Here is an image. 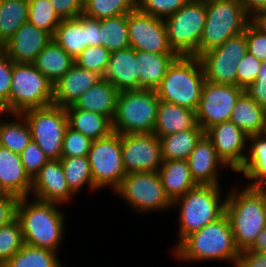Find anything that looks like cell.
<instances>
[{
    "label": "cell",
    "mask_w": 266,
    "mask_h": 267,
    "mask_svg": "<svg viewBox=\"0 0 266 267\" xmlns=\"http://www.w3.org/2000/svg\"><path fill=\"white\" fill-rule=\"evenodd\" d=\"M101 45L110 52L129 48L127 14L100 20Z\"/></svg>",
    "instance_id": "35"
},
{
    "label": "cell",
    "mask_w": 266,
    "mask_h": 267,
    "mask_svg": "<svg viewBox=\"0 0 266 267\" xmlns=\"http://www.w3.org/2000/svg\"><path fill=\"white\" fill-rule=\"evenodd\" d=\"M74 63V59L52 39L33 65L54 85Z\"/></svg>",
    "instance_id": "30"
},
{
    "label": "cell",
    "mask_w": 266,
    "mask_h": 267,
    "mask_svg": "<svg viewBox=\"0 0 266 267\" xmlns=\"http://www.w3.org/2000/svg\"><path fill=\"white\" fill-rule=\"evenodd\" d=\"M57 252L24 244L2 267H61Z\"/></svg>",
    "instance_id": "36"
},
{
    "label": "cell",
    "mask_w": 266,
    "mask_h": 267,
    "mask_svg": "<svg viewBox=\"0 0 266 267\" xmlns=\"http://www.w3.org/2000/svg\"><path fill=\"white\" fill-rule=\"evenodd\" d=\"M220 192L218 185H197L173 202V206L181 204L178 245L190 234L225 214L226 200L220 203Z\"/></svg>",
    "instance_id": "7"
},
{
    "label": "cell",
    "mask_w": 266,
    "mask_h": 267,
    "mask_svg": "<svg viewBox=\"0 0 266 267\" xmlns=\"http://www.w3.org/2000/svg\"><path fill=\"white\" fill-rule=\"evenodd\" d=\"M65 179L70 191L76 193L84 184H89L92 189H97L92 180L90 163L87 156L60 158Z\"/></svg>",
    "instance_id": "38"
},
{
    "label": "cell",
    "mask_w": 266,
    "mask_h": 267,
    "mask_svg": "<svg viewBox=\"0 0 266 267\" xmlns=\"http://www.w3.org/2000/svg\"><path fill=\"white\" fill-rule=\"evenodd\" d=\"M118 94L119 91L116 87L102 78L82 93L73 106L76 109L106 116L112 122L116 111Z\"/></svg>",
    "instance_id": "26"
},
{
    "label": "cell",
    "mask_w": 266,
    "mask_h": 267,
    "mask_svg": "<svg viewBox=\"0 0 266 267\" xmlns=\"http://www.w3.org/2000/svg\"><path fill=\"white\" fill-rule=\"evenodd\" d=\"M197 125L195 111L160 100L153 133L160 139L169 134L193 130Z\"/></svg>",
    "instance_id": "25"
},
{
    "label": "cell",
    "mask_w": 266,
    "mask_h": 267,
    "mask_svg": "<svg viewBox=\"0 0 266 267\" xmlns=\"http://www.w3.org/2000/svg\"><path fill=\"white\" fill-rule=\"evenodd\" d=\"M243 92L237 85L205 81L195 111L198 125L206 132L216 124L230 121L234 105Z\"/></svg>",
    "instance_id": "14"
},
{
    "label": "cell",
    "mask_w": 266,
    "mask_h": 267,
    "mask_svg": "<svg viewBox=\"0 0 266 267\" xmlns=\"http://www.w3.org/2000/svg\"><path fill=\"white\" fill-rule=\"evenodd\" d=\"M27 121L32 140L44 151L49 160L61 158L62 144L68 127L65 108L54 104L29 109L21 113Z\"/></svg>",
    "instance_id": "10"
},
{
    "label": "cell",
    "mask_w": 266,
    "mask_h": 267,
    "mask_svg": "<svg viewBox=\"0 0 266 267\" xmlns=\"http://www.w3.org/2000/svg\"><path fill=\"white\" fill-rule=\"evenodd\" d=\"M236 267H266V253L240 251Z\"/></svg>",
    "instance_id": "52"
},
{
    "label": "cell",
    "mask_w": 266,
    "mask_h": 267,
    "mask_svg": "<svg viewBox=\"0 0 266 267\" xmlns=\"http://www.w3.org/2000/svg\"><path fill=\"white\" fill-rule=\"evenodd\" d=\"M205 81L198 57L178 55L155 91L161 101L196 111Z\"/></svg>",
    "instance_id": "3"
},
{
    "label": "cell",
    "mask_w": 266,
    "mask_h": 267,
    "mask_svg": "<svg viewBox=\"0 0 266 267\" xmlns=\"http://www.w3.org/2000/svg\"><path fill=\"white\" fill-rule=\"evenodd\" d=\"M68 126L82 133L92 141L108 136L112 130V122L98 113L76 109L73 105L65 108Z\"/></svg>",
    "instance_id": "31"
},
{
    "label": "cell",
    "mask_w": 266,
    "mask_h": 267,
    "mask_svg": "<svg viewBox=\"0 0 266 267\" xmlns=\"http://www.w3.org/2000/svg\"><path fill=\"white\" fill-rule=\"evenodd\" d=\"M50 2L62 20L83 14L85 0H50Z\"/></svg>",
    "instance_id": "50"
},
{
    "label": "cell",
    "mask_w": 266,
    "mask_h": 267,
    "mask_svg": "<svg viewBox=\"0 0 266 267\" xmlns=\"http://www.w3.org/2000/svg\"><path fill=\"white\" fill-rule=\"evenodd\" d=\"M250 20L258 30L266 35V10L256 13Z\"/></svg>",
    "instance_id": "55"
},
{
    "label": "cell",
    "mask_w": 266,
    "mask_h": 267,
    "mask_svg": "<svg viewBox=\"0 0 266 267\" xmlns=\"http://www.w3.org/2000/svg\"><path fill=\"white\" fill-rule=\"evenodd\" d=\"M175 253L186 261L227 259L234 261L236 266L240 251L235 246L229 218L224 214L187 236L177 245Z\"/></svg>",
    "instance_id": "4"
},
{
    "label": "cell",
    "mask_w": 266,
    "mask_h": 267,
    "mask_svg": "<svg viewBox=\"0 0 266 267\" xmlns=\"http://www.w3.org/2000/svg\"><path fill=\"white\" fill-rule=\"evenodd\" d=\"M115 191L140 211L162 210L173 205L158 172L128 173Z\"/></svg>",
    "instance_id": "13"
},
{
    "label": "cell",
    "mask_w": 266,
    "mask_h": 267,
    "mask_svg": "<svg viewBox=\"0 0 266 267\" xmlns=\"http://www.w3.org/2000/svg\"><path fill=\"white\" fill-rule=\"evenodd\" d=\"M31 187L32 179L25 172L21 156L0 146V195L27 197Z\"/></svg>",
    "instance_id": "23"
},
{
    "label": "cell",
    "mask_w": 266,
    "mask_h": 267,
    "mask_svg": "<svg viewBox=\"0 0 266 267\" xmlns=\"http://www.w3.org/2000/svg\"><path fill=\"white\" fill-rule=\"evenodd\" d=\"M19 198L11 194L0 195V228L16 218Z\"/></svg>",
    "instance_id": "51"
},
{
    "label": "cell",
    "mask_w": 266,
    "mask_h": 267,
    "mask_svg": "<svg viewBox=\"0 0 266 267\" xmlns=\"http://www.w3.org/2000/svg\"><path fill=\"white\" fill-rule=\"evenodd\" d=\"M13 64L7 53L0 48V102L5 108L9 106Z\"/></svg>",
    "instance_id": "47"
},
{
    "label": "cell",
    "mask_w": 266,
    "mask_h": 267,
    "mask_svg": "<svg viewBox=\"0 0 266 267\" xmlns=\"http://www.w3.org/2000/svg\"><path fill=\"white\" fill-rule=\"evenodd\" d=\"M205 134L197 125L193 130L180 131L160 138L163 160H187Z\"/></svg>",
    "instance_id": "32"
},
{
    "label": "cell",
    "mask_w": 266,
    "mask_h": 267,
    "mask_svg": "<svg viewBox=\"0 0 266 267\" xmlns=\"http://www.w3.org/2000/svg\"><path fill=\"white\" fill-rule=\"evenodd\" d=\"M192 179L197 185H218L217 165H226L215 151L213 142L204 134L188 156Z\"/></svg>",
    "instance_id": "22"
},
{
    "label": "cell",
    "mask_w": 266,
    "mask_h": 267,
    "mask_svg": "<svg viewBox=\"0 0 266 267\" xmlns=\"http://www.w3.org/2000/svg\"><path fill=\"white\" fill-rule=\"evenodd\" d=\"M110 51L104 46H88L75 59V64L86 70L95 71L102 77L110 59Z\"/></svg>",
    "instance_id": "42"
},
{
    "label": "cell",
    "mask_w": 266,
    "mask_h": 267,
    "mask_svg": "<svg viewBox=\"0 0 266 267\" xmlns=\"http://www.w3.org/2000/svg\"><path fill=\"white\" fill-rule=\"evenodd\" d=\"M158 175L172 202L197 186L187 160H163Z\"/></svg>",
    "instance_id": "28"
},
{
    "label": "cell",
    "mask_w": 266,
    "mask_h": 267,
    "mask_svg": "<svg viewBox=\"0 0 266 267\" xmlns=\"http://www.w3.org/2000/svg\"><path fill=\"white\" fill-rule=\"evenodd\" d=\"M52 39L75 59L86 47L101 45L100 20L84 14L64 19L57 26Z\"/></svg>",
    "instance_id": "17"
},
{
    "label": "cell",
    "mask_w": 266,
    "mask_h": 267,
    "mask_svg": "<svg viewBox=\"0 0 266 267\" xmlns=\"http://www.w3.org/2000/svg\"><path fill=\"white\" fill-rule=\"evenodd\" d=\"M26 200L19 198L16 208L24 244L56 252L64 234V214L56 203L35 199L28 204Z\"/></svg>",
    "instance_id": "2"
},
{
    "label": "cell",
    "mask_w": 266,
    "mask_h": 267,
    "mask_svg": "<svg viewBox=\"0 0 266 267\" xmlns=\"http://www.w3.org/2000/svg\"><path fill=\"white\" fill-rule=\"evenodd\" d=\"M94 186H109L116 190L127 175L122 159V135L111 132L94 140L87 154Z\"/></svg>",
    "instance_id": "11"
},
{
    "label": "cell",
    "mask_w": 266,
    "mask_h": 267,
    "mask_svg": "<svg viewBox=\"0 0 266 267\" xmlns=\"http://www.w3.org/2000/svg\"><path fill=\"white\" fill-rule=\"evenodd\" d=\"M28 0H0V48L28 22Z\"/></svg>",
    "instance_id": "34"
},
{
    "label": "cell",
    "mask_w": 266,
    "mask_h": 267,
    "mask_svg": "<svg viewBox=\"0 0 266 267\" xmlns=\"http://www.w3.org/2000/svg\"><path fill=\"white\" fill-rule=\"evenodd\" d=\"M176 53H152L135 50L139 72V89L156 90L163 80Z\"/></svg>",
    "instance_id": "27"
},
{
    "label": "cell",
    "mask_w": 266,
    "mask_h": 267,
    "mask_svg": "<svg viewBox=\"0 0 266 267\" xmlns=\"http://www.w3.org/2000/svg\"><path fill=\"white\" fill-rule=\"evenodd\" d=\"M189 0H137V7L144 13L163 19L177 12ZM164 16V17H162Z\"/></svg>",
    "instance_id": "44"
},
{
    "label": "cell",
    "mask_w": 266,
    "mask_h": 267,
    "mask_svg": "<svg viewBox=\"0 0 266 267\" xmlns=\"http://www.w3.org/2000/svg\"><path fill=\"white\" fill-rule=\"evenodd\" d=\"M92 142L90 138L68 126L64 134L61 158L87 156Z\"/></svg>",
    "instance_id": "43"
},
{
    "label": "cell",
    "mask_w": 266,
    "mask_h": 267,
    "mask_svg": "<svg viewBox=\"0 0 266 267\" xmlns=\"http://www.w3.org/2000/svg\"><path fill=\"white\" fill-rule=\"evenodd\" d=\"M240 0H206V22L198 57L245 31L251 22Z\"/></svg>",
    "instance_id": "6"
},
{
    "label": "cell",
    "mask_w": 266,
    "mask_h": 267,
    "mask_svg": "<svg viewBox=\"0 0 266 267\" xmlns=\"http://www.w3.org/2000/svg\"><path fill=\"white\" fill-rule=\"evenodd\" d=\"M20 156L25 172L31 179L49 161L44 151L33 140L24 148Z\"/></svg>",
    "instance_id": "45"
},
{
    "label": "cell",
    "mask_w": 266,
    "mask_h": 267,
    "mask_svg": "<svg viewBox=\"0 0 266 267\" xmlns=\"http://www.w3.org/2000/svg\"><path fill=\"white\" fill-rule=\"evenodd\" d=\"M266 133L248 136L251 148L242 167L237 171L244 173L247 178L256 181L249 184L250 188H260L266 183Z\"/></svg>",
    "instance_id": "33"
},
{
    "label": "cell",
    "mask_w": 266,
    "mask_h": 267,
    "mask_svg": "<svg viewBox=\"0 0 266 267\" xmlns=\"http://www.w3.org/2000/svg\"><path fill=\"white\" fill-rule=\"evenodd\" d=\"M244 92L266 111V61L262 63L257 79Z\"/></svg>",
    "instance_id": "49"
},
{
    "label": "cell",
    "mask_w": 266,
    "mask_h": 267,
    "mask_svg": "<svg viewBox=\"0 0 266 267\" xmlns=\"http://www.w3.org/2000/svg\"><path fill=\"white\" fill-rule=\"evenodd\" d=\"M23 122H7L0 121V146L9 149L13 153L21 154L24 148L32 140L30 127L21 114H13Z\"/></svg>",
    "instance_id": "37"
},
{
    "label": "cell",
    "mask_w": 266,
    "mask_h": 267,
    "mask_svg": "<svg viewBox=\"0 0 266 267\" xmlns=\"http://www.w3.org/2000/svg\"><path fill=\"white\" fill-rule=\"evenodd\" d=\"M205 134L213 142L215 151L223 162L237 172L247 157L243 154V150L248 141V135L231 121L216 124Z\"/></svg>",
    "instance_id": "18"
},
{
    "label": "cell",
    "mask_w": 266,
    "mask_h": 267,
    "mask_svg": "<svg viewBox=\"0 0 266 267\" xmlns=\"http://www.w3.org/2000/svg\"><path fill=\"white\" fill-rule=\"evenodd\" d=\"M129 43L134 50L175 53L170 47L164 20L142 12L138 7L127 14Z\"/></svg>",
    "instance_id": "15"
},
{
    "label": "cell",
    "mask_w": 266,
    "mask_h": 267,
    "mask_svg": "<svg viewBox=\"0 0 266 267\" xmlns=\"http://www.w3.org/2000/svg\"><path fill=\"white\" fill-rule=\"evenodd\" d=\"M254 252L266 253V226L257 236L255 243L249 248Z\"/></svg>",
    "instance_id": "54"
},
{
    "label": "cell",
    "mask_w": 266,
    "mask_h": 267,
    "mask_svg": "<svg viewBox=\"0 0 266 267\" xmlns=\"http://www.w3.org/2000/svg\"><path fill=\"white\" fill-rule=\"evenodd\" d=\"M31 190L35 199L50 202H67L73 193L70 191L63 167L58 160H49L33 177Z\"/></svg>",
    "instance_id": "19"
},
{
    "label": "cell",
    "mask_w": 266,
    "mask_h": 267,
    "mask_svg": "<svg viewBox=\"0 0 266 267\" xmlns=\"http://www.w3.org/2000/svg\"><path fill=\"white\" fill-rule=\"evenodd\" d=\"M53 104V84L33 65L14 63L7 113L22 112Z\"/></svg>",
    "instance_id": "8"
},
{
    "label": "cell",
    "mask_w": 266,
    "mask_h": 267,
    "mask_svg": "<svg viewBox=\"0 0 266 267\" xmlns=\"http://www.w3.org/2000/svg\"><path fill=\"white\" fill-rule=\"evenodd\" d=\"M24 246L19 220L15 218L0 228V267Z\"/></svg>",
    "instance_id": "41"
},
{
    "label": "cell",
    "mask_w": 266,
    "mask_h": 267,
    "mask_svg": "<svg viewBox=\"0 0 266 267\" xmlns=\"http://www.w3.org/2000/svg\"><path fill=\"white\" fill-rule=\"evenodd\" d=\"M206 22V0H189L164 20L170 47L177 55L198 57Z\"/></svg>",
    "instance_id": "9"
},
{
    "label": "cell",
    "mask_w": 266,
    "mask_h": 267,
    "mask_svg": "<svg viewBox=\"0 0 266 267\" xmlns=\"http://www.w3.org/2000/svg\"><path fill=\"white\" fill-rule=\"evenodd\" d=\"M104 79L120 91L139 89V72L132 47L110 53L109 63L103 75Z\"/></svg>",
    "instance_id": "24"
},
{
    "label": "cell",
    "mask_w": 266,
    "mask_h": 267,
    "mask_svg": "<svg viewBox=\"0 0 266 267\" xmlns=\"http://www.w3.org/2000/svg\"><path fill=\"white\" fill-rule=\"evenodd\" d=\"M247 52L258 60L266 61V35L251 22L246 27Z\"/></svg>",
    "instance_id": "48"
},
{
    "label": "cell",
    "mask_w": 266,
    "mask_h": 267,
    "mask_svg": "<svg viewBox=\"0 0 266 267\" xmlns=\"http://www.w3.org/2000/svg\"><path fill=\"white\" fill-rule=\"evenodd\" d=\"M52 36L30 22L24 23L2 47L14 63H33Z\"/></svg>",
    "instance_id": "20"
},
{
    "label": "cell",
    "mask_w": 266,
    "mask_h": 267,
    "mask_svg": "<svg viewBox=\"0 0 266 267\" xmlns=\"http://www.w3.org/2000/svg\"><path fill=\"white\" fill-rule=\"evenodd\" d=\"M230 121L248 136L266 133V111L246 92L236 101Z\"/></svg>",
    "instance_id": "29"
},
{
    "label": "cell",
    "mask_w": 266,
    "mask_h": 267,
    "mask_svg": "<svg viewBox=\"0 0 266 267\" xmlns=\"http://www.w3.org/2000/svg\"><path fill=\"white\" fill-rule=\"evenodd\" d=\"M28 22L52 37L62 19L56 13L50 0H28Z\"/></svg>",
    "instance_id": "40"
},
{
    "label": "cell",
    "mask_w": 266,
    "mask_h": 267,
    "mask_svg": "<svg viewBox=\"0 0 266 267\" xmlns=\"http://www.w3.org/2000/svg\"><path fill=\"white\" fill-rule=\"evenodd\" d=\"M136 7L137 0H85L83 14L102 20L128 14Z\"/></svg>",
    "instance_id": "39"
},
{
    "label": "cell",
    "mask_w": 266,
    "mask_h": 267,
    "mask_svg": "<svg viewBox=\"0 0 266 267\" xmlns=\"http://www.w3.org/2000/svg\"><path fill=\"white\" fill-rule=\"evenodd\" d=\"M240 2L249 18L258 12L266 10V0H240Z\"/></svg>",
    "instance_id": "53"
},
{
    "label": "cell",
    "mask_w": 266,
    "mask_h": 267,
    "mask_svg": "<svg viewBox=\"0 0 266 267\" xmlns=\"http://www.w3.org/2000/svg\"><path fill=\"white\" fill-rule=\"evenodd\" d=\"M233 189L226 197L233 239L239 251L249 249L266 226V188L246 187L241 193Z\"/></svg>",
    "instance_id": "1"
},
{
    "label": "cell",
    "mask_w": 266,
    "mask_h": 267,
    "mask_svg": "<svg viewBox=\"0 0 266 267\" xmlns=\"http://www.w3.org/2000/svg\"><path fill=\"white\" fill-rule=\"evenodd\" d=\"M247 53L246 29L198 58L209 83L237 85V65Z\"/></svg>",
    "instance_id": "12"
},
{
    "label": "cell",
    "mask_w": 266,
    "mask_h": 267,
    "mask_svg": "<svg viewBox=\"0 0 266 267\" xmlns=\"http://www.w3.org/2000/svg\"><path fill=\"white\" fill-rule=\"evenodd\" d=\"M262 63L254 55L247 52L237 65V86L245 90L251 85L257 79Z\"/></svg>",
    "instance_id": "46"
},
{
    "label": "cell",
    "mask_w": 266,
    "mask_h": 267,
    "mask_svg": "<svg viewBox=\"0 0 266 267\" xmlns=\"http://www.w3.org/2000/svg\"><path fill=\"white\" fill-rule=\"evenodd\" d=\"M5 113H7V112H6V108H5V106L0 102V115H1V114H5Z\"/></svg>",
    "instance_id": "56"
},
{
    "label": "cell",
    "mask_w": 266,
    "mask_h": 267,
    "mask_svg": "<svg viewBox=\"0 0 266 267\" xmlns=\"http://www.w3.org/2000/svg\"><path fill=\"white\" fill-rule=\"evenodd\" d=\"M101 79L97 72L82 69L74 63L53 85V104L62 108L74 105L82 93Z\"/></svg>",
    "instance_id": "21"
},
{
    "label": "cell",
    "mask_w": 266,
    "mask_h": 267,
    "mask_svg": "<svg viewBox=\"0 0 266 267\" xmlns=\"http://www.w3.org/2000/svg\"><path fill=\"white\" fill-rule=\"evenodd\" d=\"M159 102L155 90L120 91L112 120L113 132L121 135L153 133Z\"/></svg>",
    "instance_id": "5"
},
{
    "label": "cell",
    "mask_w": 266,
    "mask_h": 267,
    "mask_svg": "<svg viewBox=\"0 0 266 267\" xmlns=\"http://www.w3.org/2000/svg\"><path fill=\"white\" fill-rule=\"evenodd\" d=\"M122 159L126 174L158 172L163 161L160 139L154 133L122 135Z\"/></svg>",
    "instance_id": "16"
}]
</instances>
